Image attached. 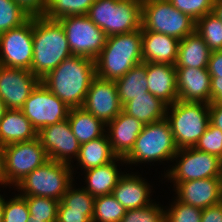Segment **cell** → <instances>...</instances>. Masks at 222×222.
I'll use <instances>...</instances> for the list:
<instances>
[{"mask_svg":"<svg viewBox=\"0 0 222 222\" xmlns=\"http://www.w3.org/2000/svg\"><path fill=\"white\" fill-rule=\"evenodd\" d=\"M176 199L201 209L222 202V178H205L178 183Z\"/></svg>","mask_w":222,"mask_h":222,"instance_id":"e0dca14e","label":"cell"},{"mask_svg":"<svg viewBox=\"0 0 222 222\" xmlns=\"http://www.w3.org/2000/svg\"><path fill=\"white\" fill-rule=\"evenodd\" d=\"M120 222H165V208L154 201L147 207L126 210Z\"/></svg>","mask_w":222,"mask_h":222,"instance_id":"8d00e7d4","label":"cell"},{"mask_svg":"<svg viewBox=\"0 0 222 222\" xmlns=\"http://www.w3.org/2000/svg\"><path fill=\"white\" fill-rule=\"evenodd\" d=\"M116 157L105 133L102 137L81 144L75 161H77L76 166L81 167L80 170L86 171L110 163Z\"/></svg>","mask_w":222,"mask_h":222,"instance_id":"4316f807","label":"cell"},{"mask_svg":"<svg viewBox=\"0 0 222 222\" xmlns=\"http://www.w3.org/2000/svg\"><path fill=\"white\" fill-rule=\"evenodd\" d=\"M178 100L211 103V76L207 68H176Z\"/></svg>","mask_w":222,"mask_h":222,"instance_id":"ac0fdd59","label":"cell"},{"mask_svg":"<svg viewBox=\"0 0 222 222\" xmlns=\"http://www.w3.org/2000/svg\"><path fill=\"white\" fill-rule=\"evenodd\" d=\"M167 104L150 92L127 102L122 110L147 125L166 118Z\"/></svg>","mask_w":222,"mask_h":222,"instance_id":"83f0119b","label":"cell"},{"mask_svg":"<svg viewBox=\"0 0 222 222\" xmlns=\"http://www.w3.org/2000/svg\"><path fill=\"white\" fill-rule=\"evenodd\" d=\"M74 167L54 160L29 173L14 188L21 196H40L60 201L74 180Z\"/></svg>","mask_w":222,"mask_h":222,"instance_id":"52a82bcc","label":"cell"},{"mask_svg":"<svg viewBox=\"0 0 222 222\" xmlns=\"http://www.w3.org/2000/svg\"><path fill=\"white\" fill-rule=\"evenodd\" d=\"M195 32L203 38L211 52L222 50V21L213 12L196 21Z\"/></svg>","mask_w":222,"mask_h":222,"instance_id":"4dcf8cb0","label":"cell"},{"mask_svg":"<svg viewBox=\"0 0 222 222\" xmlns=\"http://www.w3.org/2000/svg\"><path fill=\"white\" fill-rule=\"evenodd\" d=\"M174 161V165H169L170 169L163 175L174 187L191 180L222 178V160L195 147L178 149L172 162Z\"/></svg>","mask_w":222,"mask_h":222,"instance_id":"9c48e42d","label":"cell"},{"mask_svg":"<svg viewBox=\"0 0 222 222\" xmlns=\"http://www.w3.org/2000/svg\"><path fill=\"white\" fill-rule=\"evenodd\" d=\"M38 138L49 160L68 165L76 160L81 144L74 136L68 119L42 128Z\"/></svg>","mask_w":222,"mask_h":222,"instance_id":"5bb4252c","label":"cell"},{"mask_svg":"<svg viewBox=\"0 0 222 222\" xmlns=\"http://www.w3.org/2000/svg\"><path fill=\"white\" fill-rule=\"evenodd\" d=\"M7 107L6 105L4 104V102L0 99V121L1 119L3 118L5 112L7 111Z\"/></svg>","mask_w":222,"mask_h":222,"instance_id":"681fc988","label":"cell"},{"mask_svg":"<svg viewBox=\"0 0 222 222\" xmlns=\"http://www.w3.org/2000/svg\"><path fill=\"white\" fill-rule=\"evenodd\" d=\"M148 90L167 105L178 100L176 67L170 64L146 62Z\"/></svg>","mask_w":222,"mask_h":222,"instance_id":"44dd1931","label":"cell"},{"mask_svg":"<svg viewBox=\"0 0 222 222\" xmlns=\"http://www.w3.org/2000/svg\"><path fill=\"white\" fill-rule=\"evenodd\" d=\"M31 16L13 0H0V34L17 28Z\"/></svg>","mask_w":222,"mask_h":222,"instance_id":"e575fe53","label":"cell"},{"mask_svg":"<svg viewBox=\"0 0 222 222\" xmlns=\"http://www.w3.org/2000/svg\"><path fill=\"white\" fill-rule=\"evenodd\" d=\"M115 83L122 107L132 99L146 95L149 92L146 78V62L132 67L124 76L115 80Z\"/></svg>","mask_w":222,"mask_h":222,"instance_id":"f1b7e54d","label":"cell"},{"mask_svg":"<svg viewBox=\"0 0 222 222\" xmlns=\"http://www.w3.org/2000/svg\"><path fill=\"white\" fill-rule=\"evenodd\" d=\"M210 123L222 131V103L209 104Z\"/></svg>","mask_w":222,"mask_h":222,"instance_id":"f6af8a7d","label":"cell"},{"mask_svg":"<svg viewBox=\"0 0 222 222\" xmlns=\"http://www.w3.org/2000/svg\"><path fill=\"white\" fill-rule=\"evenodd\" d=\"M177 10L197 21L213 11L215 0H168Z\"/></svg>","mask_w":222,"mask_h":222,"instance_id":"ab89813d","label":"cell"},{"mask_svg":"<svg viewBox=\"0 0 222 222\" xmlns=\"http://www.w3.org/2000/svg\"><path fill=\"white\" fill-rule=\"evenodd\" d=\"M173 201L168 208L165 206V222H201V208L184 204L176 198Z\"/></svg>","mask_w":222,"mask_h":222,"instance_id":"d590c367","label":"cell"},{"mask_svg":"<svg viewBox=\"0 0 222 222\" xmlns=\"http://www.w3.org/2000/svg\"><path fill=\"white\" fill-rule=\"evenodd\" d=\"M57 222H92V221L85 215V210L68 209L61 202H59Z\"/></svg>","mask_w":222,"mask_h":222,"instance_id":"60d3db41","label":"cell"},{"mask_svg":"<svg viewBox=\"0 0 222 222\" xmlns=\"http://www.w3.org/2000/svg\"><path fill=\"white\" fill-rule=\"evenodd\" d=\"M62 24L73 55L96 60L106 44L107 35L87 15L58 19Z\"/></svg>","mask_w":222,"mask_h":222,"instance_id":"8fae6325","label":"cell"},{"mask_svg":"<svg viewBox=\"0 0 222 222\" xmlns=\"http://www.w3.org/2000/svg\"><path fill=\"white\" fill-rule=\"evenodd\" d=\"M142 61V29L107 37L95 60L96 76L115 81Z\"/></svg>","mask_w":222,"mask_h":222,"instance_id":"3957f363","label":"cell"},{"mask_svg":"<svg viewBox=\"0 0 222 222\" xmlns=\"http://www.w3.org/2000/svg\"><path fill=\"white\" fill-rule=\"evenodd\" d=\"M29 215L26 199L19 193L11 199L4 198L3 222H27Z\"/></svg>","mask_w":222,"mask_h":222,"instance_id":"74e56055","label":"cell"},{"mask_svg":"<svg viewBox=\"0 0 222 222\" xmlns=\"http://www.w3.org/2000/svg\"><path fill=\"white\" fill-rule=\"evenodd\" d=\"M126 209L112 194L95 197L92 222H120Z\"/></svg>","mask_w":222,"mask_h":222,"instance_id":"1f68e13d","label":"cell"},{"mask_svg":"<svg viewBox=\"0 0 222 222\" xmlns=\"http://www.w3.org/2000/svg\"><path fill=\"white\" fill-rule=\"evenodd\" d=\"M107 37L141 28L142 0H95L87 12Z\"/></svg>","mask_w":222,"mask_h":222,"instance_id":"277c9868","label":"cell"},{"mask_svg":"<svg viewBox=\"0 0 222 222\" xmlns=\"http://www.w3.org/2000/svg\"><path fill=\"white\" fill-rule=\"evenodd\" d=\"M40 139L13 143L4 149L3 185L15 187L29 173L48 161Z\"/></svg>","mask_w":222,"mask_h":222,"instance_id":"30bf717a","label":"cell"},{"mask_svg":"<svg viewBox=\"0 0 222 222\" xmlns=\"http://www.w3.org/2000/svg\"><path fill=\"white\" fill-rule=\"evenodd\" d=\"M40 82L29 70L0 65V99L7 109H21Z\"/></svg>","mask_w":222,"mask_h":222,"instance_id":"9a60e30c","label":"cell"},{"mask_svg":"<svg viewBox=\"0 0 222 222\" xmlns=\"http://www.w3.org/2000/svg\"><path fill=\"white\" fill-rule=\"evenodd\" d=\"M33 16L21 26L0 34V65L31 71Z\"/></svg>","mask_w":222,"mask_h":222,"instance_id":"4fadbf2b","label":"cell"},{"mask_svg":"<svg viewBox=\"0 0 222 222\" xmlns=\"http://www.w3.org/2000/svg\"><path fill=\"white\" fill-rule=\"evenodd\" d=\"M39 132L68 118L70 108L41 82L20 109Z\"/></svg>","mask_w":222,"mask_h":222,"instance_id":"7c38bea8","label":"cell"},{"mask_svg":"<svg viewBox=\"0 0 222 222\" xmlns=\"http://www.w3.org/2000/svg\"><path fill=\"white\" fill-rule=\"evenodd\" d=\"M95 0H48L44 17L58 20L70 15H86Z\"/></svg>","mask_w":222,"mask_h":222,"instance_id":"f546056e","label":"cell"},{"mask_svg":"<svg viewBox=\"0 0 222 222\" xmlns=\"http://www.w3.org/2000/svg\"><path fill=\"white\" fill-rule=\"evenodd\" d=\"M194 147L222 160V131L209 123L208 128Z\"/></svg>","mask_w":222,"mask_h":222,"instance_id":"f35d334b","label":"cell"},{"mask_svg":"<svg viewBox=\"0 0 222 222\" xmlns=\"http://www.w3.org/2000/svg\"><path fill=\"white\" fill-rule=\"evenodd\" d=\"M4 195L0 194V222H3Z\"/></svg>","mask_w":222,"mask_h":222,"instance_id":"f907efd6","label":"cell"},{"mask_svg":"<svg viewBox=\"0 0 222 222\" xmlns=\"http://www.w3.org/2000/svg\"><path fill=\"white\" fill-rule=\"evenodd\" d=\"M119 163L122 165V163L126 162L124 158L116 157L110 163L83 171L85 173L84 183H86V186L83 188L94 197L112 194L120 177L124 174V172L119 170ZM118 166L119 169L117 168Z\"/></svg>","mask_w":222,"mask_h":222,"instance_id":"603a6c76","label":"cell"},{"mask_svg":"<svg viewBox=\"0 0 222 222\" xmlns=\"http://www.w3.org/2000/svg\"><path fill=\"white\" fill-rule=\"evenodd\" d=\"M95 76L94 60L72 55L42 78L41 83L69 108H77L83 107Z\"/></svg>","mask_w":222,"mask_h":222,"instance_id":"6da1fadb","label":"cell"},{"mask_svg":"<svg viewBox=\"0 0 222 222\" xmlns=\"http://www.w3.org/2000/svg\"><path fill=\"white\" fill-rule=\"evenodd\" d=\"M72 55L62 24L43 15L33 16L31 72L41 80Z\"/></svg>","mask_w":222,"mask_h":222,"instance_id":"7a4b0ae2","label":"cell"},{"mask_svg":"<svg viewBox=\"0 0 222 222\" xmlns=\"http://www.w3.org/2000/svg\"><path fill=\"white\" fill-rule=\"evenodd\" d=\"M27 222H45V221L38 220V219H28Z\"/></svg>","mask_w":222,"mask_h":222,"instance_id":"816d5d0a","label":"cell"},{"mask_svg":"<svg viewBox=\"0 0 222 222\" xmlns=\"http://www.w3.org/2000/svg\"><path fill=\"white\" fill-rule=\"evenodd\" d=\"M29 209L28 219H38L45 222H57L59 202L52 198L40 196H23Z\"/></svg>","mask_w":222,"mask_h":222,"instance_id":"d6a6232c","label":"cell"},{"mask_svg":"<svg viewBox=\"0 0 222 222\" xmlns=\"http://www.w3.org/2000/svg\"><path fill=\"white\" fill-rule=\"evenodd\" d=\"M4 149L5 146L0 142V186H3V171H4Z\"/></svg>","mask_w":222,"mask_h":222,"instance_id":"7dc6e473","label":"cell"},{"mask_svg":"<svg viewBox=\"0 0 222 222\" xmlns=\"http://www.w3.org/2000/svg\"><path fill=\"white\" fill-rule=\"evenodd\" d=\"M196 21L177 10L168 0H142V31L161 33L182 40L195 32Z\"/></svg>","mask_w":222,"mask_h":222,"instance_id":"ba28073f","label":"cell"},{"mask_svg":"<svg viewBox=\"0 0 222 222\" xmlns=\"http://www.w3.org/2000/svg\"><path fill=\"white\" fill-rule=\"evenodd\" d=\"M75 186V187H74ZM60 202L68 209L85 210V215L92 221L95 206V197L87 190L76 188L74 182L67 188Z\"/></svg>","mask_w":222,"mask_h":222,"instance_id":"836d02e7","label":"cell"},{"mask_svg":"<svg viewBox=\"0 0 222 222\" xmlns=\"http://www.w3.org/2000/svg\"><path fill=\"white\" fill-rule=\"evenodd\" d=\"M177 152L178 148L175 144L170 124L164 118L143 127L134 147L124 160L126 165L148 164L156 161L160 163L162 161L171 162Z\"/></svg>","mask_w":222,"mask_h":222,"instance_id":"8992f818","label":"cell"},{"mask_svg":"<svg viewBox=\"0 0 222 222\" xmlns=\"http://www.w3.org/2000/svg\"><path fill=\"white\" fill-rule=\"evenodd\" d=\"M211 51L203 38L196 32L179 40L176 68H207Z\"/></svg>","mask_w":222,"mask_h":222,"instance_id":"d4e9b609","label":"cell"},{"mask_svg":"<svg viewBox=\"0 0 222 222\" xmlns=\"http://www.w3.org/2000/svg\"><path fill=\"white\" fill-rule=\"evenodd\" d=\"M38 137L37 130L23 112L8 109L0 121V142L6 146Z\"/></svg>","mask_w":222,"mask_h":222,"instance_id":"cb8c5ba5","label":"cell"},{"mask_svg":"<svg viewBox=\"0 0 222 222\" xmlns=\"http://www.w3.org/2000/svg\"><path fill=\"white\" fill-rule=\"evenodd\" d=\"M83 108L106 125L113 120L122 111L115 81L95 76L91 81Z\"/></svg>","mask_w":222,"mask_h":222,"instance_id":"2e32d148","label":"cell"},{"mask_svg":"<svg viewBox=\"0 0 222 222\" xmlns=\"http://www.w3.org/2000/svg\"><path fill=\"white\" fill-rule=\"evenodd\" d=\"M145 124L123 110L106 125L111 149L117 157L125 158L132 148Z\"/></svg>","mask_w":222,"mask_h":222,"instance_id":"d6986e66","label":"cell"},{"mask_svg":"<svg viewBox=\"0 0 222 222\" xmlns=\"http://www.w3.org/2000/svg\"><path fill=\"white\" fill-rule=\"evenodd\" d=\"M166 119L177 148L194 147L210 123L209 103L177 100L167 106Z\"/></svg>","mask_w":222,"mask_h":222,"instance_id":"5b68a950","label":"cell"},{"mask_svg":"<svg viewBox=\"0 0 222 222\" xmlns=\"http://www.w3.org/2000/svg\"><path fill=\"white\" fill-rule=\"evenodd\" d=\"M207 70L211 77L222 78V50L211 52Z\"/></svg>","mask_w":222,"mask_h":222,"instance_id":"7bdbcfd3","label":"cell"},{"mask_svg":"<svg viewBox=\"0 0 222 222\" xmlns=\"http://www.w3.org/2000/svg\"><path fill=\"white\" fill-rule=\"evenodd\" d=\"M67 119L80 144L102 137L106 133V124L83 107L70 108Z\"/></svg>","mask_w":222,"mask_h":222,"instance_id":"484cf974","label":"cell"},{"mask_svg":"<svg viewBox=\"0 0 222 222\" xmlns=\"http://www.w3.org/2000/svg\"><path fill=\"white\" fill-rule=\"evenodd\" d=\"M179 40L175 37L142 31V61L175 65Z\"/></svg>","mask_w":222,"mask_h":222,"instance_id":"7402d4cb","label":"cell"},{"mask_svg":"<svg viewBox=\"0 0 222 222\" xmlns=\"http://www.w3.org/2000/svg\"><path fill=\"white\" fill-rule=\"evenodd\" d=\"M19 4L30 16H41L46 12L48 0H13Z\"/></svg>","mask_w":222,"mask_h":222,"instance_id":"b9f144b4","label":"cell"},{"mask_svg":"<svg viewBox=\"0 0 222 222\" xmlns=\"http://www.w3.org/2000/svg\"><path fill=\"white\" fill-rule=\"evenodd\" d=\"M201 222H222V202L202 209Z\"/></svg>","mask_w":222,"mask_h":222,"instance_id":"ee69618b","label":"cell"},{"mask_svg":"<svg viewBox=\"0 0 222 222\" xmlns=\"http://www.w3.org/2000/svg\"><path fill=\"white\" fill-rule=\"evenodd\" d=\"M213 14L222 21V0H215L213 6Z\"/></svg>","mask_w":222,"mask_h":222,"instance_id":"c3c4849f","label":"cell"},{"mask_svg":"<svg viewBox=\"0 0 222 222\" xmlns=\"http://www.w3.org/2000/svg\"><path fill=\"white\" fill-rule=\"evenodd\" d=\"M152 186L137 173H124L112 195L126 209L133 210L153 204L151 199Z\"/></svg>","mask_w":222,"mask_h":222,"instance_id":"ffe728a7","label":"cell"},{"mask_svg":"<svg viewBox=\"0 0 222 222\" xmlns=\"http://www.w3.org/2000/svg\"><path fill=\"white\" fill-rule=\"evenodd\" d=\"M211 103H222V78L211 77Z\"/></svg>","mask_w":222,"mask_h":222,"instance_id":"bcb514c9","label":"cell"}]
</instances>
